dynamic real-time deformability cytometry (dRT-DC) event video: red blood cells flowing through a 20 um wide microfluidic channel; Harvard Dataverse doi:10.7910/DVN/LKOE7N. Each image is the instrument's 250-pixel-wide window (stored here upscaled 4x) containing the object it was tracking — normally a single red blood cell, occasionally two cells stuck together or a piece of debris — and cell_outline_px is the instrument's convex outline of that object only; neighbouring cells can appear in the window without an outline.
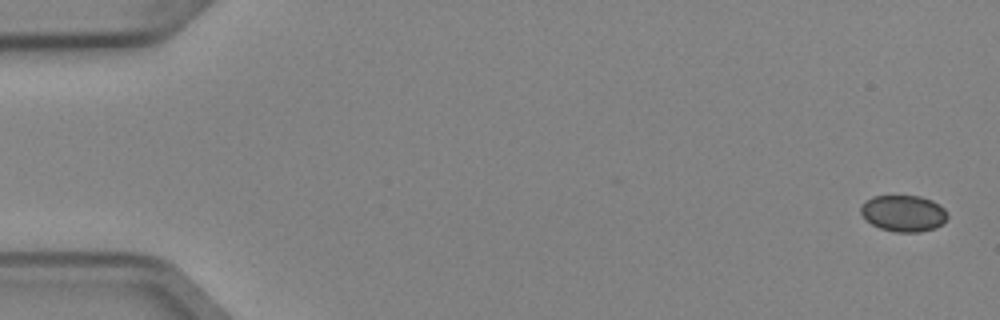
{"species": "Egyptian fruit bat (a non-hibernating species)", "species_latin": "Rousettus aegyptiacus", "temperature_condition": "cold", "stored_images_in_passage": 5, "camera_frame_rate_fps": 3000, "um_per_image_px": 0.085, "animal": {"sex": "female"}, "frame": {"image": 1, "passage_image": 5, "time_ms": 1.333, "image_size_px": [1000, 320], "cell_outline_px": [[948, 216], [944, 224], [936, 228], [920, 232], [896, 232], [880, 228], [864, 220], [860, 212], [860, 208], [872, 196], [920, 196], [932, 200], [940, 204], [948, 212]], "centroid_in_image_um": [76.83, 18.14], "position_along_channel_um": 8.2, "area_um2": 18.61}}